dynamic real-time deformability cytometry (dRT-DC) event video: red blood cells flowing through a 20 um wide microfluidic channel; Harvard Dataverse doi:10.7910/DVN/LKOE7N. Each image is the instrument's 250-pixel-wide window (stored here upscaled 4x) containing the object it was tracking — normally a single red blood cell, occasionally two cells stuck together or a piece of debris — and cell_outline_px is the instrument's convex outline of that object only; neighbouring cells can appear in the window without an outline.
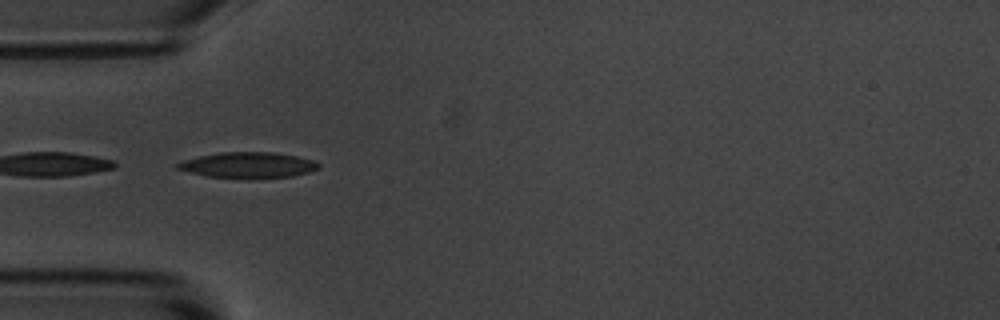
{"species": "common noctule bat (a hibernating species)", "species_latin": "Nyctalus noctula", "temperature_condition": "room temperature", "stored_images_in_passage": 10, "camera_frame_rate_fps": 3000, "um_per_image_px": 0.085, "animal": {"sex": "male", "body_mass_g": 20.1, "forearm_length_mm": 53.5}, "frame": {"image": 1, "passage_image": 5, "time_ms": 4.667, "image_size_px": [1000, 320], "cell_outline_px": [[320, 168], [308, 172], [292, 176], [248, 180], [208, 176], [176, 168], [176, 164], [180, 160], [196, 156], [220, 152], [272, 152], [296, 156], [312, 160], [320, 164]], "centroid_in_image_um": [21.06, 14.04], "position_along_channel_um": 63.9, "area_um2": 21.56}}
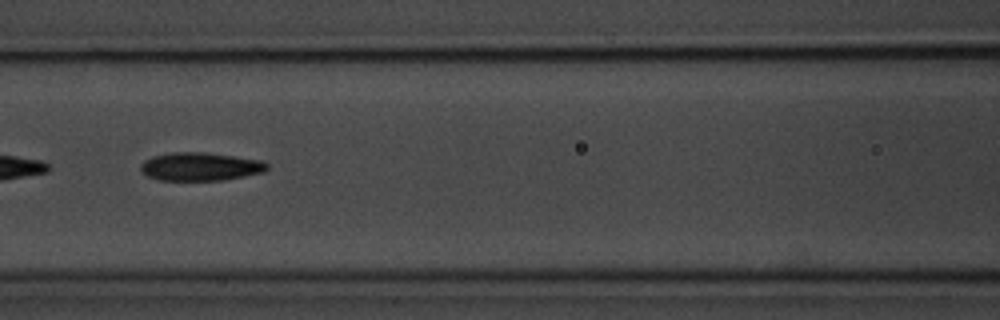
{"frame": {"image": 2, "passage_image": 7, "time_ms": 7.0, "image_size_px": [1000, 320], "cell_outline_px": [[268, 168], [264, 172], [224, 180], [160, 180], [148, 176], [140, 168], [140, 164], [144, 160], [152, 156], [172, 152], [204, 152], [260, 160], [268, 164]], "centroid_in_image_um": [17.01, 14.16], "position_along_channel_um": 149.6, "area_um2": 20.69}}